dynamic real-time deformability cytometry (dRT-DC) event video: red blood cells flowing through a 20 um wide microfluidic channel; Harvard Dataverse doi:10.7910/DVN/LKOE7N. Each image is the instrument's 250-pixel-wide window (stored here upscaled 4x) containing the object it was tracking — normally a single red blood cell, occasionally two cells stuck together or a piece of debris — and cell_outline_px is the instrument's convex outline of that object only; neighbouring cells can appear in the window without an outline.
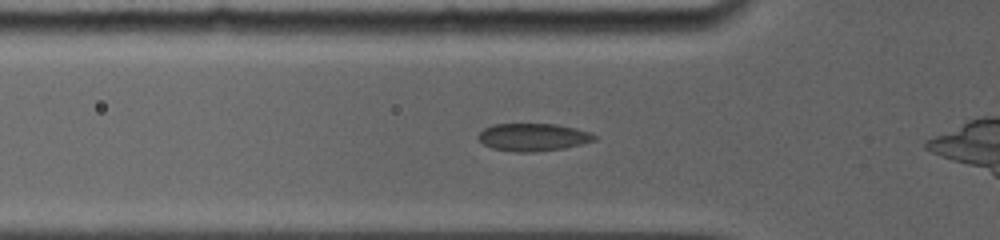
{"species": "common noctule bat (a hibernating species)", "species_latin": "Nyctalus noctula", "temperature_condition": "room temperature", "stored_images_in_passage": 21, "camera_frame_rate_fps": 5000, "um_per_image_px": 0.085, "animal": {"sex": "female", "body_mass_g": 19.0, "forearm_length_mm": 56.7}, "frame": {"image": 1, "passage_image": 7, "time_ms": 2.0, "image_size_px": [1000, 240], "cell_outline_px": [[596, 140], [564, 148], [532, 152], [516, 152], [492, 148], [484, 144], [476, 136], [484, 128], [492, 124], [556, 124], [576, 128], [588, 132], [596, 136]], "centroid_in_image_um": [45.28, 11.65], "position_along_channel_um": 80.5, "area_um2": 18.61}}
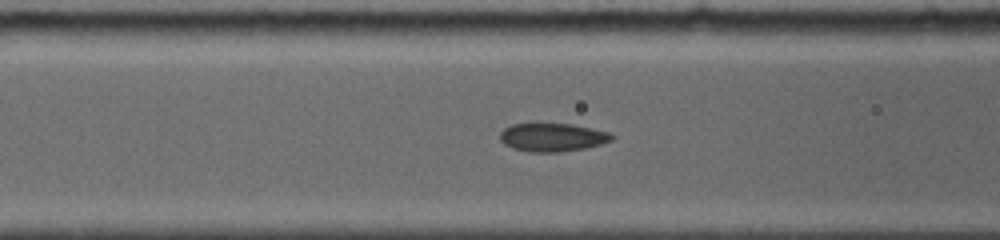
{"frame": {"image": 2, "passage_image": 10, "time_ms": 3.0, "image_size_px": [1000, 240], "cell_outline_px": [[616, 136], [612, 140], [600, 144], [584, 148], [556, 152], [532, 152], [512, 148], [504, 144], [500, 140], [500, 132], [504, 128], [512, 124], [572, 124], [592, 128], [608, 132]], "centroid_in_image_um": [46.95, 11.67], "position_along_channel_um": 119.7, "area_um2": 18.32}}
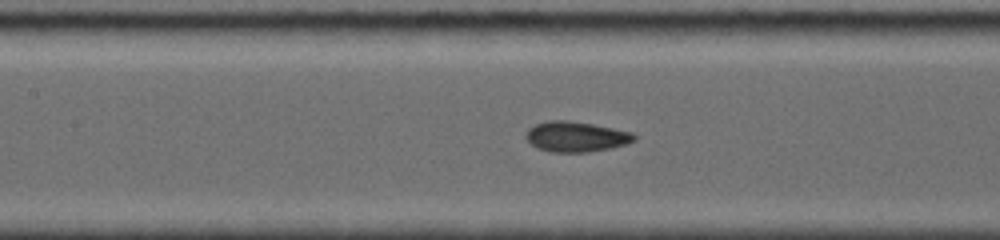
{"frame": {"image": 3, "passage_image": 16, "time_ms": 4.0, "image_size_px": [1000, 240], "cell_outline_px": [[636, 140], [624, 144], [608, 148], [584, 152], [552, 152], [540, 148], [532, 144], [524, 136], [528, 128], [536, 124], [548, 120], [568, 120], [592, 124], [632, 132], [636, 136]], "centroid_in_image_um": [48.94, 11.6], "position_along_channel_um": 158.5, "area_um2": 18.84}}